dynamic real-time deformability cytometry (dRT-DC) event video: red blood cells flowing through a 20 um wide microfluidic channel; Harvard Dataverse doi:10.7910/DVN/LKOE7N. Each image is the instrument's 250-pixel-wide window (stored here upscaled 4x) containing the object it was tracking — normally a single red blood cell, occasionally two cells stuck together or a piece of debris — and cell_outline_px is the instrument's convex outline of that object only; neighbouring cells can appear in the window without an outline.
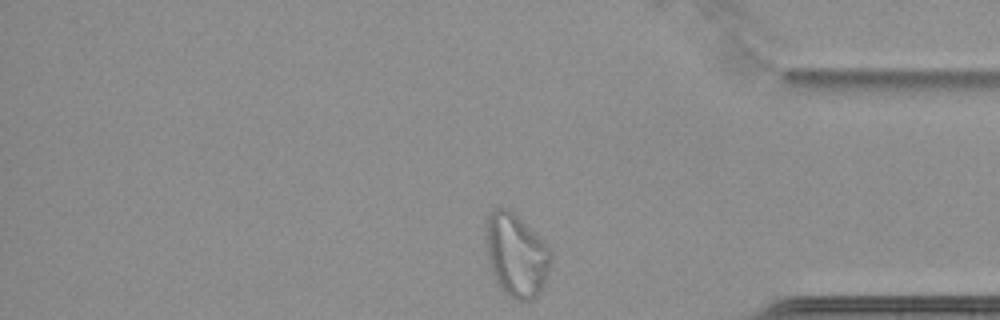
{"species": "common noctule bat (a hibernating species)", "species_latin": "Nyctalus noctula", "temperature_condition": "cold", "stored_images_in_passage": 38, "camera_frame_rate_fps": 3000, "um_per_image_px": 0.085, "animal": {"sex": "female", "body_mass_g": 22.7, "forearm_length_mm": 54.2}, "frame": {"image": 1, "passage_image": 38, "time_ms": 12.333, "image_size_px": [1000, 320], "cell_outline_px": [[552, 260], [548, 272], [540, 292], [532, 300], [516, 300], [508, 296], [500, 288], [492, 272], [488, 256], [488, 212], [496, 208], [508, 208], [548, 244], [552, 252]], "centroid_in_image_um": [43.93, 21.7], "position_along_channel_um": 391.3, "area_um2": 31.04}, "authors_computed_cell_mechanics": {"area_um2": 22.831, "velocity_mm_per_s": 3.3822, "shape_relaxation_time_tau1_ms": null, "shape_relaxation_time_tau2_ms": 2.9513, "deformation_change_tau1": null, "deformation_change_tau2": 0.0623}}